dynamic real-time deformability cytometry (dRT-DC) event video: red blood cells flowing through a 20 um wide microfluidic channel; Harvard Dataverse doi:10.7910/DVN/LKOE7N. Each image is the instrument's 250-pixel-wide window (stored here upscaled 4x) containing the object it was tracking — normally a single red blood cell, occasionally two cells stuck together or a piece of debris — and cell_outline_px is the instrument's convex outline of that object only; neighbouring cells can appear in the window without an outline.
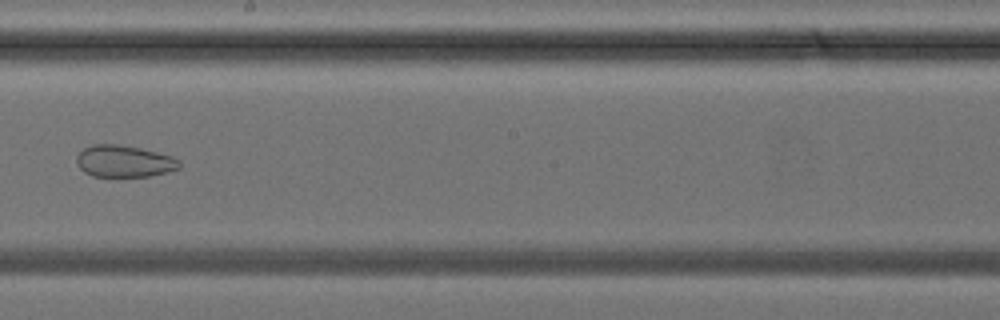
{"species": "common noctule bat (a hibernating species)", "species_latin": "Nyctalus noctula", "temperature_condition": "cold", "stored_images_in_passage": 40, "camera_frame_rate_fps": 3000, "um_per_image_px": 0.085, "animal": {"sex": "female", "body_mass_g": 24.6, "forearm_length_mm": 56.2}, "frame": {"image": 1, "passage_image": 23, "time_ms": 7.333, "image_size_px": [1000, 320], "cell_outline_px": [[180, 168], [148, 176], [92, 176], [84, 172], [76, 164], [76, 156], [84, 148], [92, 144], [116, 144], [140, 148], [172, 156], [180, 160]], "centroid_in_image_um": [10.52, 13.7], "position_along_channel_um": 237.7, "area_um2": 18.96}}